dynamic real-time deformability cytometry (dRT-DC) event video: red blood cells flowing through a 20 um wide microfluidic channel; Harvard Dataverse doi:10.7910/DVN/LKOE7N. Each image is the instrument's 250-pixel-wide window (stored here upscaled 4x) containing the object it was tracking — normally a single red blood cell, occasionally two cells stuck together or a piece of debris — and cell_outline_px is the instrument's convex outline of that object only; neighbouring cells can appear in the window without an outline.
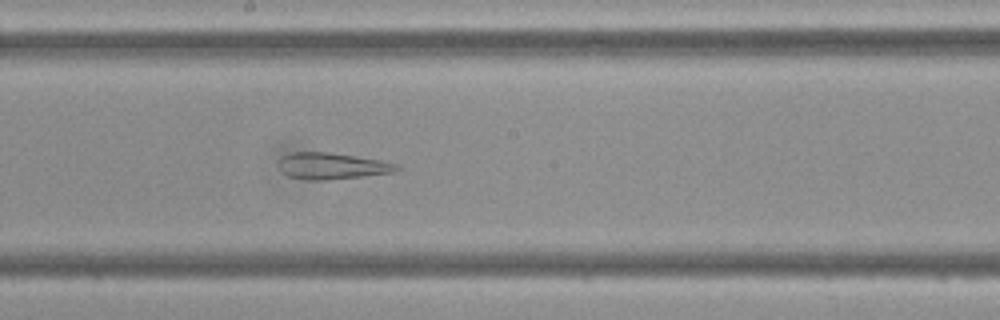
{"species": "Egyptian fruit bat (a non-hibernating species)", "species_latin": "Rousettus aegyptiacus", "temperature_condition": "cold", "stored_images_in_passage": 47, "camera_frame_rate_fps": 3000, "um_per_image_px": 0.085, "frame": {"image": 1, "passage_image": 25, "time_ms": 8.0, "image_size_px": [1000, 320], "cell_outline_px": [[400, 168], [396, 172], [324, 180], [308, 180], [288, 176], [280, 172], [280, 160], [284, 156], [292, 152], [328, 152], [356, 156], [380, 160], [400, 164]], "centroid_in_image_um": [28.24, 14.11], "position_along_channel_um": 220.0, "area_um2": 18.09}}
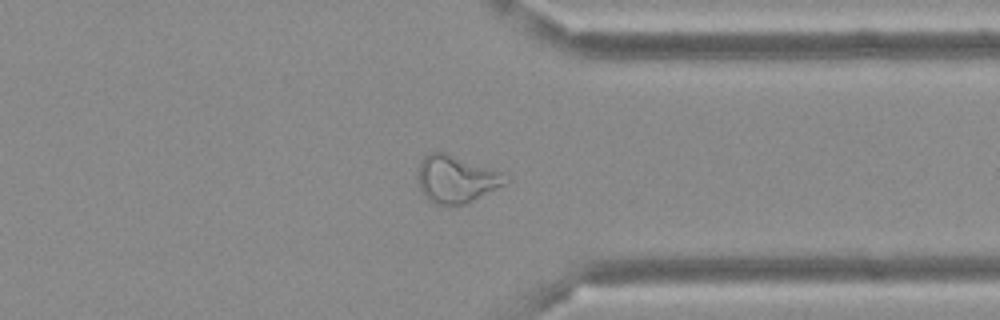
{"frame": {"image": 2, "passage_image": 36, "time_ms": 11.667, "image_size_px": [1000, 320], "cell_outline_px": [[508, 180], [504, 184], [464, 204], [436, 204], [428, 200], [424, 196], [416, 180], [420, 160], [428, 152], [448, 152], [508, 172]], "centroid_in_image_um": [38.78, 15.16], "position_along_channel_um": 372.6, "area_um2": 24.74}}
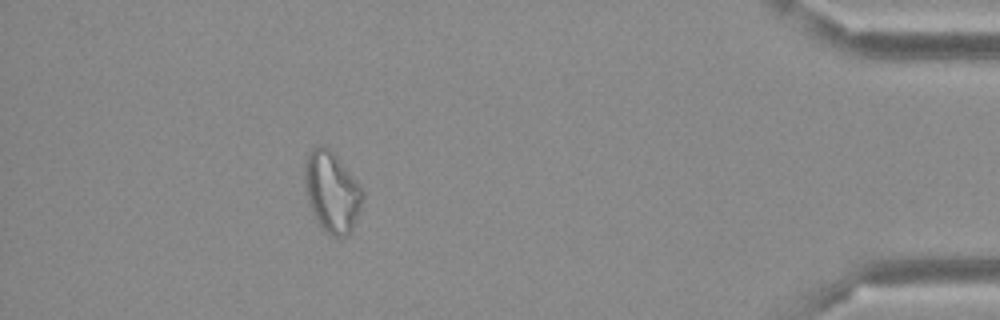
{"frame": {"image": 3, "passage_image": 42, "time_ms": 13.667, "image_size_px": [1000, 320], "cell_outline_px": [[364, 196], [360, 208], [352, 228], [344, 236], [332, 236], [320, 224], [308, 204], [304, 184], [304, 160], [312, 148], [320, 144], [324, 144], [336, 156], [360, 184], [364, 192]], "centroid_in_image_um": [28.18, 16.25], "position_along_channel_um": 407.0, "area_um2": 26.99}}